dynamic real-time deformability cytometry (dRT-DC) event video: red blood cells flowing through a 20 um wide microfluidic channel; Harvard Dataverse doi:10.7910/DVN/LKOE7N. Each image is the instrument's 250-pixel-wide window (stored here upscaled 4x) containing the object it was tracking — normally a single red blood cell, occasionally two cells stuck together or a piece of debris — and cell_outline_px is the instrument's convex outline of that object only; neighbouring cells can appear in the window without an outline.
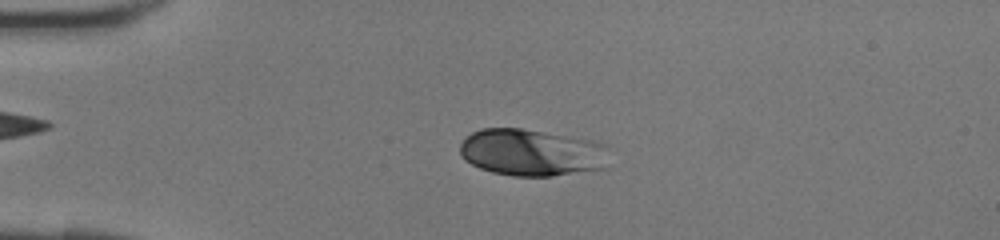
{"species": "human", "species_latin": "Homo sapiens", "temperature_condition": "room temperature", "stored_images_in_passage": 41, "camera_frame_rate_fps": 3000, "um_per_image_px": 0.085, "donor": {"sex": "female"}, "frame": {"image": 1, "passage_image": 9, "time_ms": 2.667, "image_size_px": [1000, 240], "cell_outline_px": [[608, 148], [604, 168], [552, 176], [512, 176], [492, 172], [480, 168], [464, 160], [460, 156], [460, 144], [472, 132], [480, 128], [520, 128], [592, 140], [604, 144]], "centroid_in_image_um": [45.16, 12.96], "position_along_channel_um": 39.8, "area_um2": 40.75}}
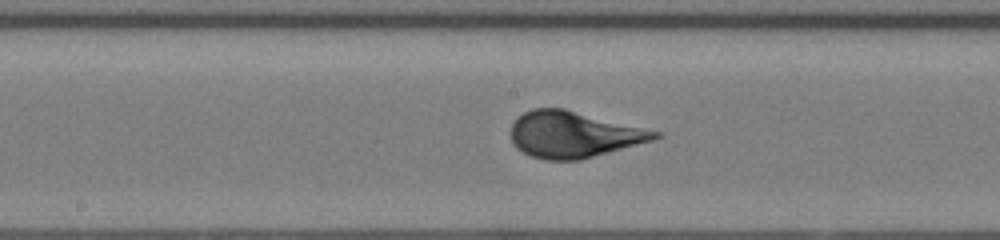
{"frame": {"image": 2, "passage_image": 21, "time_ms": 6.667, "image_size_px": [1000, 240], "cell_outline_px": [[664, 136], [652, 140], [580, 160], [544, 160], [532, 156], [516, 148], [512, 144], [512, 124], [524, 112], [532, 108], [564, 108], [664, 132]], "centroid_in_image_um": [48.79, 11.42], "position_along_channel_um": 199.4, "area_um2": 38.84}}
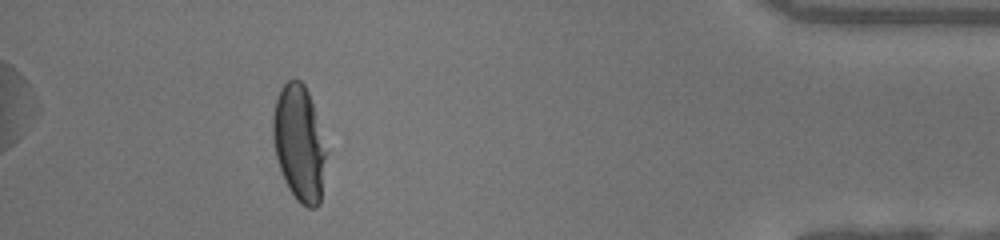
{"frame": {"image": 3, "passage_image": 37, "time_ms": 12.0, "image_size_px": [1000, 240], "cell_outline_px": [[328, 152], [320, 204], [316, 208], [308, 208], [300, 204], [296, 200], [288, 188], [284, 180], [276, 156], [272, 140], [272, 116], [276, 100], [280, 88], [288, 80], [300, 80], [304, 84], [308, 92]], "centroid_in_image_um": [25.44, 12.22], "position_along_channel_um": 409.8, "area_um2": 36.36}}